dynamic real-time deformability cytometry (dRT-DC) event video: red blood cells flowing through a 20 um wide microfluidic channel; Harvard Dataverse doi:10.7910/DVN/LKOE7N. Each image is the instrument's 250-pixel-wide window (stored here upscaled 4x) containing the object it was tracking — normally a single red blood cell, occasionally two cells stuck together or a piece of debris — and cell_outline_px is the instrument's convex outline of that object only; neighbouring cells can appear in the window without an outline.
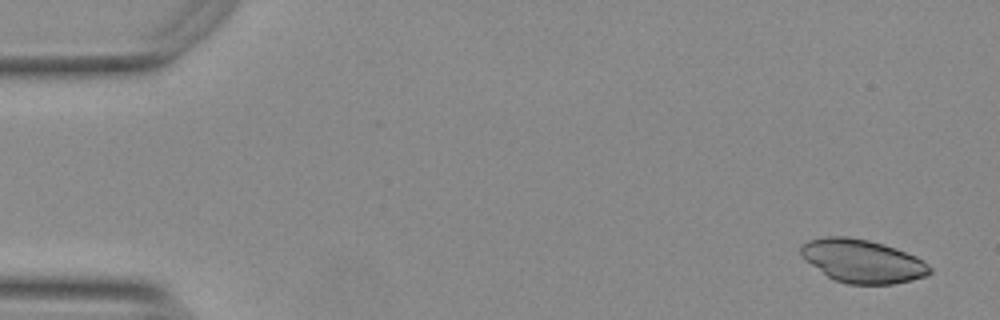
{"species": "Egyptian fruit bat (a non-hibernating species)", "species_latin": "Rousettus aegyptiacus", "temperature_condition": "warm", "stored_images_in_passage": 52, "camera_frame_rate_fps": 3000, "um_per_image_px": 0.085, "animal": {"sex": "female"}, "frame": {"image": 1, "passage_image": 1, "time_ms": 0.0, "image_size_px": [1000, 320], "cell_outline_px": [[932, 272], [924, 276], [912, 280], [892, 284], [848, 284], [836, 280], [828, 276], [800, 256], [800, 244], [808, 240], [824, 236], [848, 236], [868, 240], [884, 244], [896, 248], [916, 256], [932, 268]], "centroid_in_image_um": [73.29, 22.17], "position_along_channel_um": 11.7, "area_um2": 32.48}}
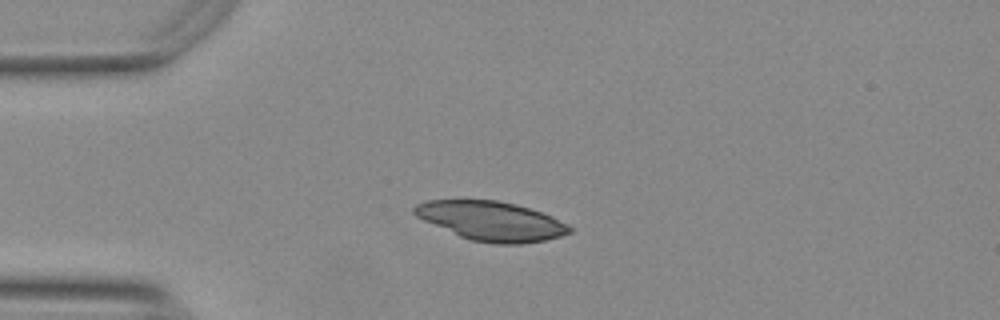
{"frame": {"image": 2, "passage_image": 12, "time_ms": 3.667, "image_size_px": [1000, 320], "cell_outline_px": [[572, 232], [560, 236], [544, 240], [520, 244], [496, 244], [472, 240], [460, 236], [424, 220], [416, 216], [412, 212], [412, 208], [416, 204], [428, 200], [496, 200], [516, 204], [552, 216], [568, 224], [572, 228]], "centroid_in_image_um": [41.77, 18.78], "position_along_channel_um": 43.2, "area_um2": 35.26}}
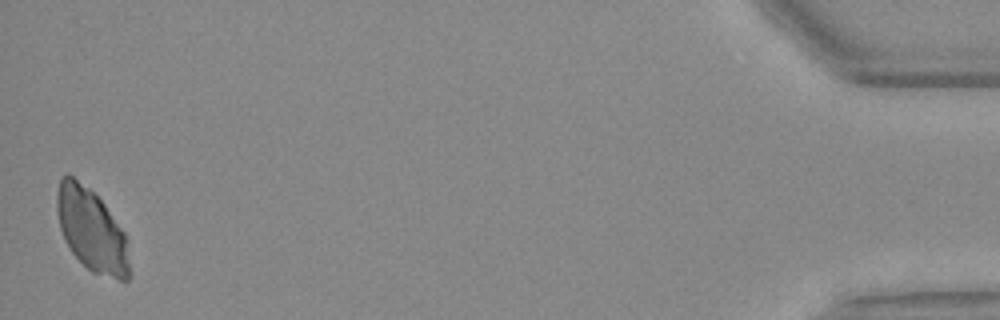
{"frame": {"image": 3, "passage_image": 52, "time_ms": 17.0, "image_size_px": [1000, 320], "cell_outline_px": [[132, 272], [128, 280], [120, 280], [92, 272], [72, 252], [64, 240], [60, 228], [56, 208], [56, 196], [60, 176], [68, 172], [88, 188], [104, 204], [124, 232]], "centroid_in_image_um": [7.77, 19.56], "position_along_channel_um": 427.4, "area_um2": 34.97}}